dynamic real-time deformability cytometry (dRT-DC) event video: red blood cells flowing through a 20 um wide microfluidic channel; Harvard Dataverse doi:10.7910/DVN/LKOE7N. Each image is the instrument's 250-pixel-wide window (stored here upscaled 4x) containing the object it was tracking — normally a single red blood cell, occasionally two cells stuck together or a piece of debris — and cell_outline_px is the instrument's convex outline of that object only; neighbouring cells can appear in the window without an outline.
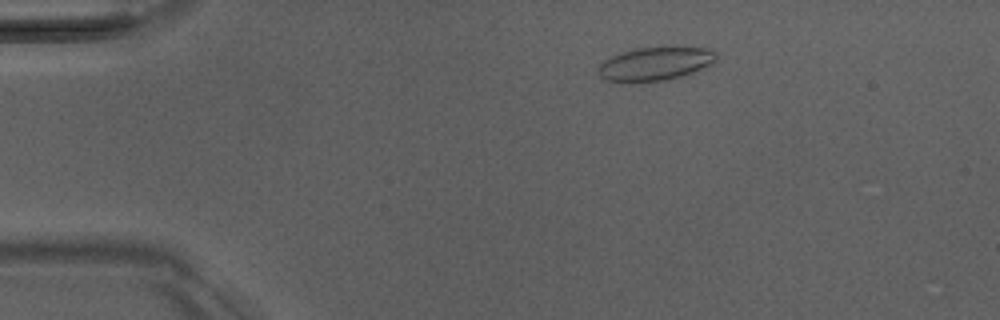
{"species": "Egyptian fruit bat (a non-hibernating species)", "species_latin": "Rousettus aegyptiacus", "temperature_condition": "room temperature", "stored_images_in_passage": 40, "camera_frame_rate_fps": 3000, "um_per_image_px": 0.085, "animal": {"sex": "male"}, "frame": {"image": 1, "passage_image": 2, "time_ms": 0.333, "image_size_px": [1000, 320], "cell_outline_px": [[716, 60], [712, 64], [692, 72], [680, 76], [664, 80], [628, 84], [620, 84], [604, 80], [596, 72], [596, 68], [604, 60], [612, 56], [636, 48], [676, 44], [712, 48], [716, 52]], "centroid_in_image_um": [55.68, 5.4], "position_along_channel_um": 29.3, "area_um2": 24.33}}
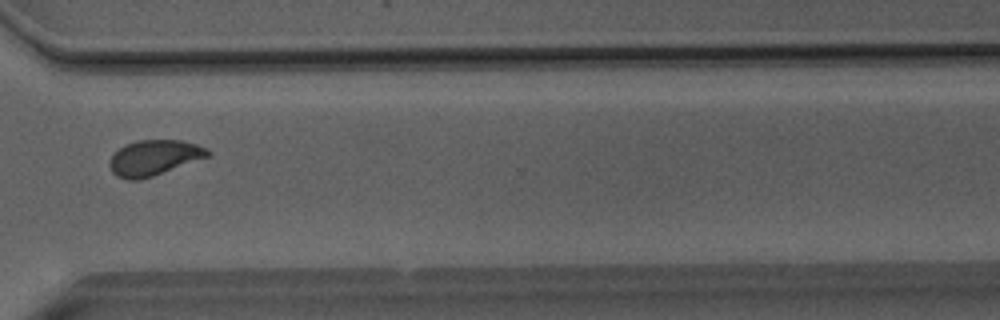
{"frame": {"image": 2, "passage_image": 31, "time_ms": 10.0, "image_size_px": [1000, 320], "cell_outline_px": [[212, 152], [208, 156], [152, 176], [140, 180], [128, 180], [116, 176], [112, 172], [108, 164], [112, 156], [124, 144], [136, 140], [180, 140], [196, 144], [208, 148]], "centroid_in_image_um": [13.07, 13.4], "position_along_channel_um": 357.5, "area_um2": 20.11}}
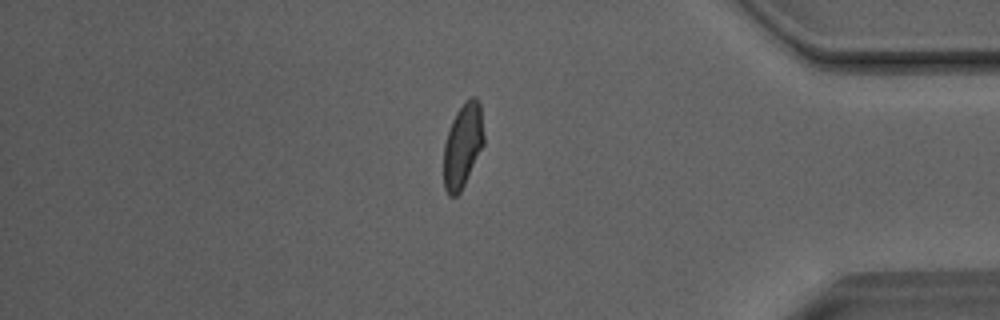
{"frame": {"image": 3, "passage_image": 36, "time_ms": 11.667, "image_size_px": [1000, 320], "cell_outline_px": [[484, 144], [460, 192], [456, 196], [448, 196], [444, 188], [444, 144], [452, 120], [456, 112], [472, 96], [476, 96], [480, 104], [484, 136]], "centroid_in_image_um": [39.33, 12.38], "position_along_channel_um": 395.9, "area_um2": 19.48}, "authors_computed_cell_mechanics": {"area_um2": 20.0566, "velocity_mm_per_s": 4.0469, "shape_relaxation_time_tau1_ms": 5.1224, "shape_relaxation_time_tau2_ms": 0.7993, "deformation_change_tau1": 0.1329, "deformation_change_tau2": 0.0484}}